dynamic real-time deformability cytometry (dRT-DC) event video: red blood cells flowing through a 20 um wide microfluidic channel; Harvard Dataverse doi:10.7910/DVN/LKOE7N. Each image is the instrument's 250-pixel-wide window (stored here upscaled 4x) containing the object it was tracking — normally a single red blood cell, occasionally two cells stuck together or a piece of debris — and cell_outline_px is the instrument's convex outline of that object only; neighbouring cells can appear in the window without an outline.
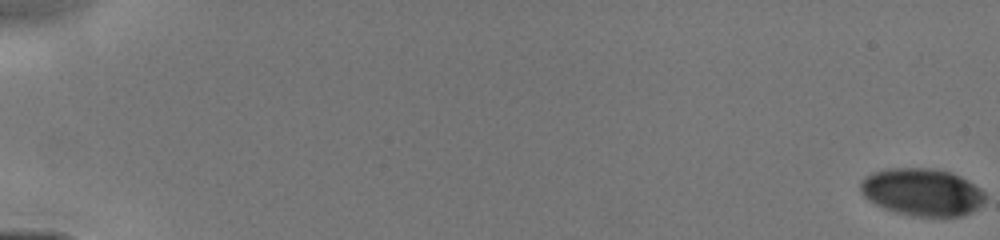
{"species": "human", "species_latin": "Homo sapiens", "temperature_condition": "cold", "stored_images_in_passage": 64, "camera_frame_rate_fps": 3000, "um_per_image_px": 0.085, "donor": {"sex": "male"}, "frame": {"image": 1, "passage_image": 1, "time_ms": 0.0, "image_size_px": [1000, 240], "cell_outline_px": [[984, 200], [972, 212], [960, 216], [912, 216], [896, 212], [884, 208], [868, 200], [860, 192], [860, 180], [864, 176], [872, 172], [888, 168], [932, 168], [952, 172], [968, 180], [980, 188], [984, 192]], "centroid_in_image_um": [78.34, 16.31], "position_along_channel_um": 6.7, "area_um2": 34.56}}
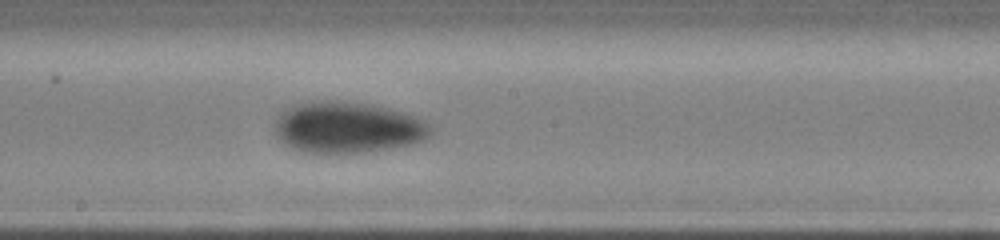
{"frame": {"image": 2, "passage_image": 33, "time_ms": 9.333, "image_size_px": [1000, 240], "cell_outline_px": [[432, 132], [424, 140], [392, 148], [360, 152], [308, 152], [292, 148], [284, 144], [276, 136], [276, 116], [280, 112], [296, 104], [312, 100], [332, 100], [372, 104], [388, 108], [416, 116], [428, 124], [432, 128]], "centroid_in_image_um": [29.52, 10.81], "position_along_channel_um": 218.7, "area_um2": 46.36}}
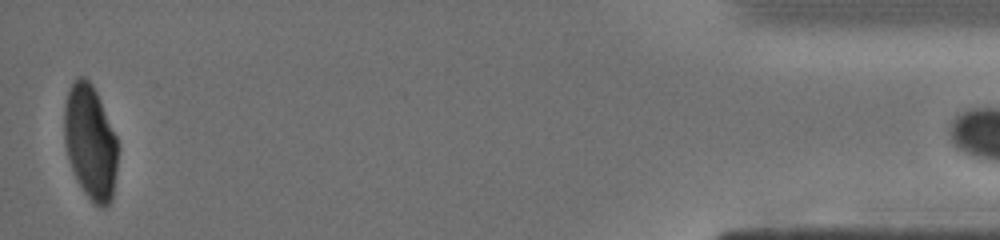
{"frame": {"image": 3, "passage_image": 62, "time_ms": 15.667, "image_size_px": [1000, 240], "cell_outline_px": [[116, 168], [112, 196], [108, 204], [104, 208], [100, 208], [84, 192], [72, 168], [64, 144], [64, 104], [68, 92], [76, 76], [84, 76], [92, 84], [100, 100], [116, 136]], "centroid_in_image_um": [7.65, 12.04], "position_along_channel_um": 427.5, "area_um2": 35.08}}